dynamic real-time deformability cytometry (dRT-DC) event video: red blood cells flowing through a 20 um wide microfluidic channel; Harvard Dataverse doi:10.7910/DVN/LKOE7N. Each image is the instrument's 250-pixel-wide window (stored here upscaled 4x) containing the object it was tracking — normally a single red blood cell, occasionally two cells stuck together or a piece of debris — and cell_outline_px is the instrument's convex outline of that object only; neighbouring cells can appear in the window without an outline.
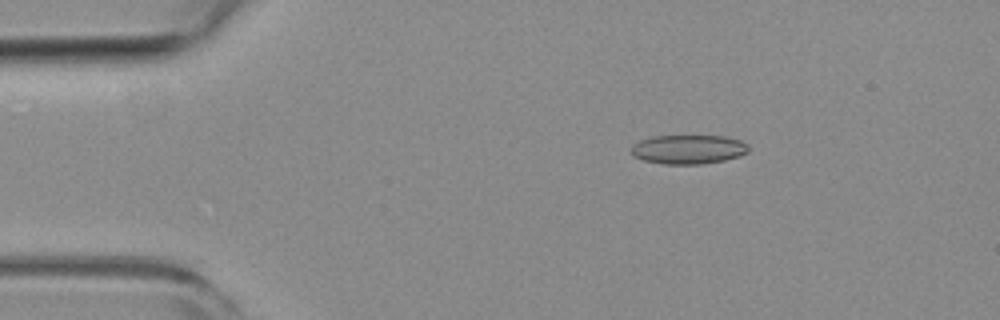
{"species": "common noctule bat (a hibernating species)", "species_latin": "Nyctalus noctula", "temperature_condition": "room temperature", "stored_images_in_passage": 54, "camera_frame_rate_fps": 3000, "um_per_image_px": 0.085, "animal": {"sex": "female", "body_mass_g": 19.3, "forearm_length_mm": 54.1}, "frame": {"image": 1, "passage_image": 9, "time_ms": 2.667, "image_size_px": [1000, 320], "cell_outline_px": [[748, 152], [740, 156], [724, 160], [700, 164], [664, 164], [644, 160], [632, 156], [632, 144], [640, 140], [652, 136], [724, 136], [740, 140], [748, 144]], "centroid_in_image_um": [58.51, 12.69], "position_along_channel_um": 26.5, "area_um2": 19.94}}
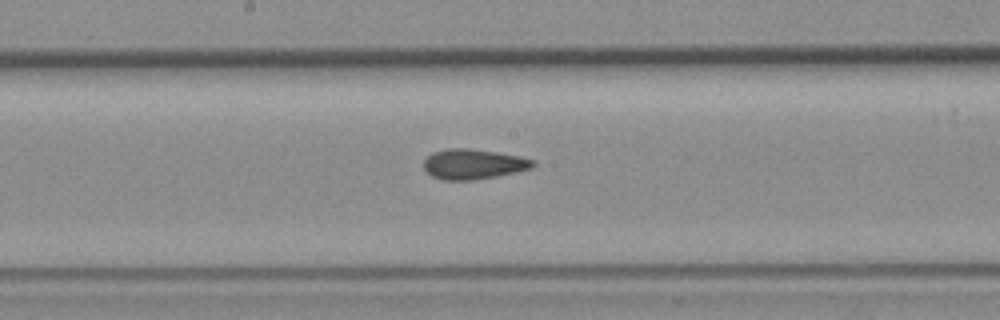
{"frame": {"image": 2, "passage_image": 28, "time_ms": 9.0, "image_size_px": [1000, 320], "cell_outline_px": [[536, 164], [532, 168], [516, 172], [496, 176], [472, 180], [444, 180], [432, 176], [424, 168], [424, 160], [432, 152], [448, 148], [464, 148], [496, 152], [520, 156], [532, 160]], "centroid_in_image_um": [40.23, 13.95], "position_along_channel_um": 208.0, "area_um2": 19.02}}
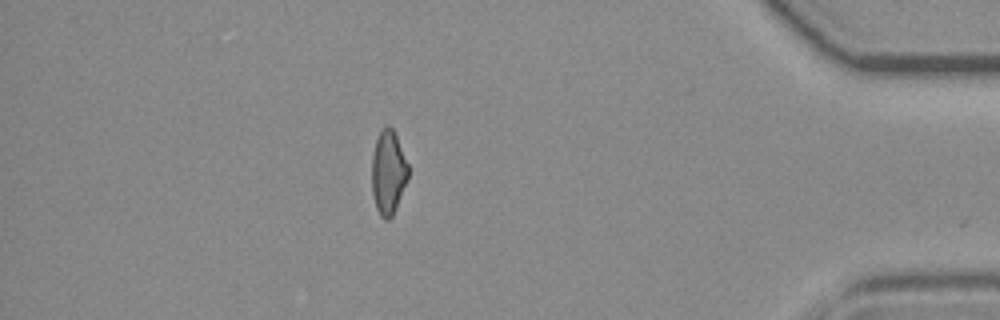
{"frame": {"image": 3, "passage_image": 47, "time_ms": 15.333, "image_size_px": [1000, 320], "cell_outline_px": [[408, 180], [396, 208], [392, 216], [388, 220], [384, 220], [380, 216], [376, 208], [372, 192], [372, 156], [376, 140], [380, 128], [384, 124], [388, 124], [392, 128], [396, 136], [408, 164]], "centroid_in_image_um": [32.99, 14.64], "position_along_channel_um": 402.2, "area_um2": 17.98}, "authors_computed_cell_mechanics": {"area_um2": 19.1029, "velocity_mm_per_s": 3.8113, "shape_relaxation_time_tau1_ms": null, "shape_relaxation_time_tau2_ms": 2.9511, "deformation_change_tau1": null, "deformation_change_tau2": 0.0973}}